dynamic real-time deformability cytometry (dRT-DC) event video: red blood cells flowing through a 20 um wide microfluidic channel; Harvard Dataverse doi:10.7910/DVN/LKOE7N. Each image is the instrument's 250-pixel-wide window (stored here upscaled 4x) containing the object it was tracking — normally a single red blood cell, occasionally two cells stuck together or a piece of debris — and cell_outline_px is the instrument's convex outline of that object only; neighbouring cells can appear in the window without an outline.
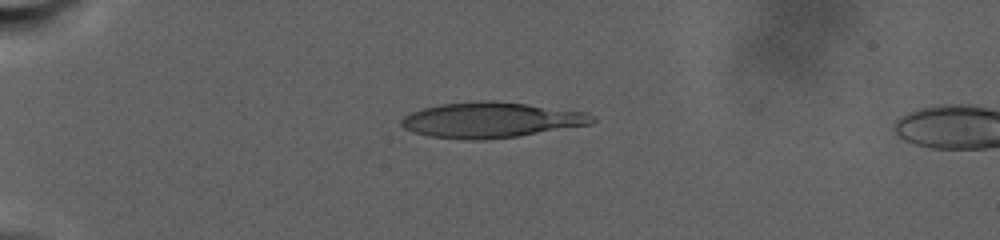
{"species": "human", "species_latin": "Homo sapiens", "temperature_condition": "warm", "stored_images_in_passage": 5, "camera_frame_rate_fps": 3000, "um_per_image_px": 0.085, "donor": {"sex": "male"}, "frame": {"image": 1, "passage_image": 1, "time_ms": 0.0, "image_size_px": [1000, 240], "cell_outline_px": [[596, 120], [592, 124], [516, 136], [484, 140], [476, 140], [428, 136], [412, 132], [404, 128], [400, 124], [400, 120], [404, 116], [412, 112], [424, 108], [440, 104], [476, 100], [496, 100], [528, 104], [588, 112], [596, 116]], "centroid_in_image_um": [41.76, 10.18], "position_along_channel_um": 43.2, "area_um2": 39.65}}